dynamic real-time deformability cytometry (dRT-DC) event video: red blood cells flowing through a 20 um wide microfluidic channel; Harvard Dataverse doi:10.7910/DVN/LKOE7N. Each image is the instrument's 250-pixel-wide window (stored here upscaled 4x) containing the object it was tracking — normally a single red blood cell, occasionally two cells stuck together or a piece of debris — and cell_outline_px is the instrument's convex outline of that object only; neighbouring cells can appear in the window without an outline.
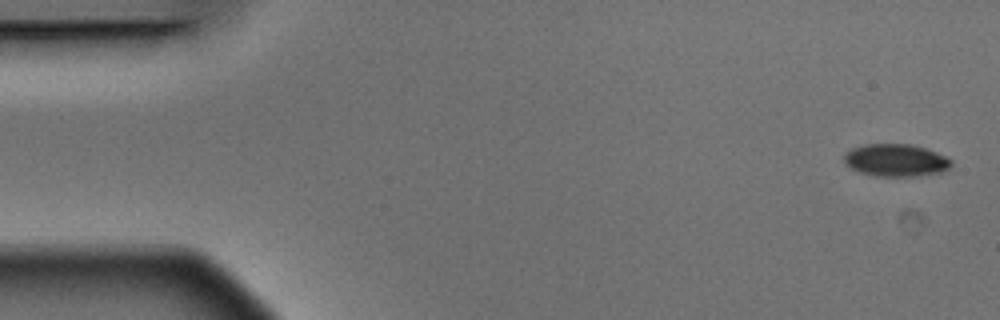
{"species": "Egyptian fruit bat (a non-hibernating species)", "species_latin": "Rousettus aegyptiacus", "temperature_condition": "warm", "stored_images_in_passage": 5, "camera_frame_rate_fps": 3000, "um_per_image_px": 0.085, "animal": {"sex": "male"}, "frame": {"image": 1, "passage_image": 1, "time_ms": 0.0, "image_size_px": [1000, 320], "cell_outline_px": [[952, 164], [948, 168], [940, 172], [920, 176], [876, 176], [860, 172], [844, 164], [844, 156], [852, 148], [864, 144], [912, 144], [948, 156], [952, 160]], "centroid_in_image_um": [76.16, 13.62], "position_along_channel_um": 8.8, "area_um2": 20.29}}
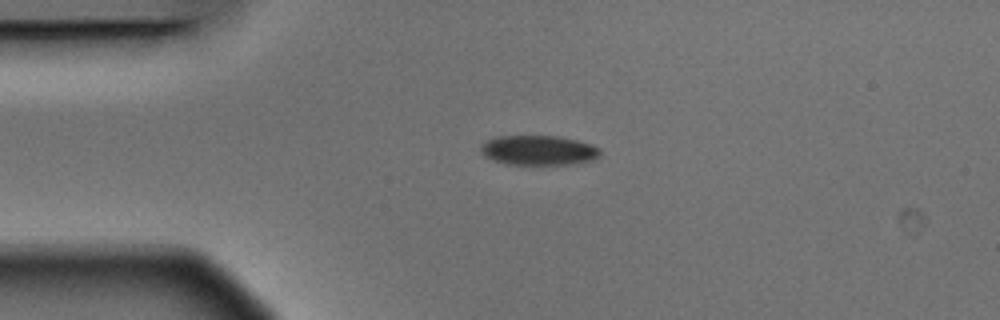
{"frame": {"image": 2, "passage_image": 4, "time_ms": 1.0, "image_size_px": [1000, 320], "cell_outline_px": [[600, 156], [592, 160], [572, 164], [508, 164], [492, 160], [484, 156], [480, 148], [484, 140], [496, 136], [556, 136], [576, 140], [600, 148]], "centroid_in_image_um": [45.74, 12.77], "position_along_channel_um": 39.3, "area_um2": 20.63}}